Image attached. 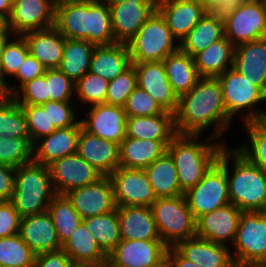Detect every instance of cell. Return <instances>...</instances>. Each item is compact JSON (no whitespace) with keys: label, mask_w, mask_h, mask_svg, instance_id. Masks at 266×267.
<instances>
[{"label":"cell","mask_w":266,"mask_h":267,"mask_svg":"<svg viewBox=\"0 0 266 267\" xmlns=\"http://www.w3.org/2000/svg\"><path fill=\"white\" fill-rule=\"evenodd\" d=\"M100 248L108 255L121 241L117 209L82 219Z\"/></svg>","instance_id":"obj_38"},{"label":"cell","mask_w":266,"mask_h":267,"mask_svg":"<svg viewBox=\"0 0 266 267\" xmlns=\"http://www.w3.org/2000/svg\"><path fill=\"white\" fill-rule=\"evenodd\" d=\"M163 64L168 81L178 98L189 92L200 78L194 58L181 49L169 54L163 60Z\"/></svg>","instance_id":"obj_34"},{"label":"cell","mask_w":266,"mask_h":267,"mask_svg":"<svg viewBox=\"0 0 266 267\" xmlns=\"http://www.w3.org/2000/svg\"><path fill=\"white\" fill-rule=\"evenodd\" d=\"M46 69L34 56L28 54L19 67L17 73L13 76L19 81V86H12L7 82L4 85L7 96H12L23 84L45 74Z\"/></svg>","instance_id":"obj_52"},{"label":"cell","mask_w":266,"mask_h":267,"mask_svg":"<svg viewBox=\"0 0 266 267\" xmlns=\"http://www.w3.org/2000/svg\"><path fill=\"white\" fill-rule=\"evenodd\" d=\"M16 168L0 164V201H11L15 189Z\"/></svg>","instance_id":"obj_56"},{"label":"cell","mask_w":266,"mask_h":267,"mask_svg":"<svg viewBox=\"0 0 266 267\" xmlns=\"http://www.w3.org/2000/svg\"><path fill=\"white\" fill-rule=\"evenodd\" d=\"M150 267H172L170 258L165 255L161 260H159L155 265Z\"/></svg>","instance_id":"obj_62"},{"label":"cell","mask_w":266,"mask_h":267,"mask_svg":"<svg viewBox=\"0 0 266 267\" xmlns=\"http://www.w3.org/2000/svg\"><path fill=\"white\" fill-rule=\"evenodd\" d=\"M82 219L116 209L113 186L108 176L96 183L73 189L65 194Z\"/></svg>","instance_id":"obj_17"},{"label":"cell","mask_w":266,"mask_h":267,"mask_svg":"<svg viewBox=\"0 0 266 267\" xmlns=\"http://www.w3.org/2000/svg\"><path fill=\"white\" fill-rule=\"evenodd\" d=\"M225 36L224 23L218 21L210 12L180 42V49L193 57L213 42Z\"/></svg>","instance_id":"obj_37"},{"label":"cell","mask_w":266,"mask_h":267,"mask_svg":"<svg viewBox=\"0 0 266 267\" xmlns=\"http://www.w3.org/2000/svg\"><path fill=\"white\" fill-rule=\"evenodd\" d=\"M223 93L227 116L242 115L243 123L266 119V111L256 106L264 102V93L233 67L217 76ZM255 107V109H254ZM243 113V114H241Z\"/></svg>","instance_id":"obj_8"},{"label":"cell","mask_w":266,"mask_h":267,"mask_svg":"<svg viewBox=\"0 0 266 267\" xmlns=\"http://www.w3.org/2000/svg\"><path fill=\"white\" fill-rule=\"evenodd\" d=\"M157 0H126L109 6L115 41L127 43L156 9Z\"/></svg>","instance_id":"obj_16"},{"label":"cell","mask_w":266,"mask_h":267,"mask_svg":"<svg viewBox=\"0 0 266 267\" xmlns=\"http://www.w3.org/2000/svg\"><path fill=\"white\" fill-rule=\"evenodd\" d=\"M88 42L100 45L117 43L114 38L110 8L99 0H90V31Z\"/></svg>","instance_id":"obj_41"},{"label":"cell","mask_w":266,"mask_h":267,"mask_svg":"<svg viewBox=\"0 0 266 267\" xmlns=\"http://www.w3.org/2000/svg\"><path fill=\"white\" fill-rule=\"evenodd\" d=\"M105 4H107L108 6L114 5L116 3L122 2V1H126V0H99Z\"/></svg>","instance_id":"obj_64"},{"label":"cell","mask_w":266,"mask_h":267,"mask_svg":"<svg viewBox=\"0 0 266 267\" xmlns=\"http://www.w3.org/2000/svg\"><path fill=\"white\" fill-rule=\"evenodd\" d=\"M13 37L6 42L0 62V81L4 85L7 83L6 77H13L29 54L24 38L16 35L13 40Z\"/></svg>","instance_id":"obj_46"},{"label":"cell","mask_w":266,"mask_h":267,"mask_svg":"<svg viewBox=\"0 0 266 267\" xmlns=\"http://www.w3.org/2000/svg\"><path fill=\"white\" fill-rule=\"evenodd\" d=\"M4 25V22L0 19V28Z\"/></svg>","instance_id":"obj_67"},{"label":"cell","mask_w":266,"mask_h":267,"mask_svg":"<svg viewBox=\"0 0 266 267\" xmlns=\"http://www.w3.org/2000/svg\"><path fill=\"white\" fill-rule=\"evenodd\" d=\"M124 111L127 117L154 116L167 112L148 92L138 86L128 96Z\"/></svg>","instance_id":"obj_49"},{"label":"cell","mask_w":266,"mask_h":267,"mask_svg":"<svg viewBox=\"0 0 266 267\" xmlns=\"http://www.w3.org/2000/svg\"><path fill=\"white\" fill-rule=\"evenodd\" d=\"M199 137L200 135L177 134L167 146V152L174 161L183 193L194 187L204 177L218 160L220 152L226 145L225 142L210 136H207L203 142H199Z\"/></svg>","instance_id":"obj_2"},{"label":"cell","mask_w":266,"mask_h":267,"mask_svg":"<svg viewBox=\"0 0 266 267\" xmlns=\"http://www.w3.org/2000/svg\"><path fill=\"white\" fill-rule=\"evenodd\" d=\"M184 196L195 220L230 204L226 176V145L220 152L218 160L194 187L184 193Z\"/></svg>","instance_id":"obj_7"},{"label":"cell","mask_w":266,"mask_h":267,"mask_svg":"<svg viewBox=\"0 0 266 267\" xmlns=\"http://www.w3.org/2000/svg\"><path fill=\"white\" fill-rule=\"evenodd\" d=\"M177 135L174 114L127 117L126 136L143 140H160L168 146Z\"/></svg>","instance_id":"obj_29"},{"label":"cell","mask_w":266,"mask_h":267,"mask_svg":"<svg viewBox=\"0 0 266 267\" xmlns=\"http://www.w3.org/2000/svg\"><path fill=\"white\" fill-rule=\"evenodd\" d=\"M247 0H217V6L210 12L218 21L225 22L230 15Z\"/></svg>","instance_id":"obj_57"},{"label":"cell","mask_w":266,"mask_h":267,"mask_svg":"<svg viewBox=\"0 0 266 267\" xmlns=\"http://www.w3.org/2000/svg\"><path fill=\"white\" fill-rule=\"evenodd\" d=\"M161 13L155 9L126 44L132 63L163 61L180 49ZM177 42V44H176Z\"/></svg>","instance_id":"obj_5"},{"label":"cell","mask_w":266,"mask_h":267,"mask_svg":"<svg viewBox=\"0 0 266 267\" xmlns=\"http://www.w3.org/2000/svg\"><path fill=\"white\" fill-rule=\"evenodd\" d=\"M162 242L169 248L196 236V220L185 196L157 198L151 205Z\"/></svg>","instance_id":"obj_6"},{"label":"cell","mask_w":266,"mask_h":267,"mask_svg":"<svg viewBox=\"0 0 266 267\" xmlns=\"http://www.w3.org/2000/svg\"><path fill=\"white\" fill-rule=\"evenodd\" d=\"M11 97L19 105H41L50 101L45 74L23 84Z\"/></svg>","instance_id":"obj_50"},{"label":"cell","mask_w":266,"mask_h":267,"mask_svg":"<svg viewBox=\"0 0 266 267\" xmlns=\"http://www.w3.org/2000/svg\"><path fill=\"white\" fill-rule=\"evenodd\" d=\"M131 65L127 44L114 43L94 48L89 71L111 81Z\"/></svg>","instance_id":"obj_30"},{"label":"cell","mask_w":266,"mask_h":267,"mask_svg":"<svg viewBox=\"0 0 266 267\" xmlns=\"http://www.w3.org/2000/svg\"><path fill=\"white\" fill-rule=\"evenodd\" d=\"M68 267H100L95 264L91 263H78V262H72Z\"/></svg>","instance_id":"obj_63"},{"label":"cell","mask_w":266,"mask_h":267,"mask_svg":"<svg viewBox=\"0 0 266 267\" xmlns=\"http://www.w3.org/2000/svg\"><path fill=\"white\" fill-rule=\"evenodd\" d=\"M54 222L58 239L63 244L82 222L66 195L56 194L47 209Z\"/></svg>","instance_id":"obj_39"},{"label":"cell","mask_w":266,"mask_h":267,"mask_svg":"<svg viewBox=\"0 0 266 267\" xmlns=\"http://www.w3.org/2000/svg\"><path fill=\"white\" fill-rule=\"evenodd\" d=\"M165 152L167 146L160 140H143L126 136L119 145V166L145 169Z\"/></svg>","instance_id":"obj_31"},{"label":"cell","mask_w":266,"mask_h":267,"mask_svg":"<svg viewBox=\"0 0 266 267\" xmlns=\"http://www.w3.org/2000/svg\"><path fill=\"white\" fill-rule=\"evenodd\" d=\"M21 216L11 201H0V238L19 233Z\"/></svg>","instance_id":"obj_54"},{"label":"cell","mask_w":266,"mask_h":267,"mask_svg":"<svg viewBox=\"0 0 266 267\" xmlns=\"http://www.w3.org/2000/svg\"><path fill=\"white\" fill-rule=\"evenodd\" d=\"M197 1L207 12H211L217 6V0H195Z\"/></svg>","instance_id":"obj_61"},{"label":"cell","mask_w":266,"mask_h":267,"mask_svg":"<svg viewBox=\"0 0 266 267\" xmlns=\"http://www.w3.org/2000/svg\"><path fill=\"white\" fill-rule=\"evenodd\" d=\"M56 194L96 183L103 175L77 153L64 156L49 165Z\"/></svg>","instance_id":"obj_13"},{"label":"cell","mask_w":266,"mask_h":267,"mask_svg":"<svg viewBox=\"0 0 266 267\" xmlns=\"http://www.w3.org/2000/svg\"><path fill=\"white\" fill-rule=\"evenodd\" d=\"M76 103L73 101H49V117L56 129L66 128L74 125H81L77 114L74 111ZM74 107V108H73Z\"/></svg>","instance_id":"obj_53"},{"label":"cell","mask_w":266,"mask_h":267,"mask_svg":"<svg viewBox=\"0 0 266 267\" xmlns=\"http://www.w3.org/2000/svg\"><path fill=\"white\" fill-rule=\"evenodd\" d=\"M137 86V74L133 65L109 81L107 87L106 103L124 107L128 96Z\"/></svg>","instance_id":"obj_48"},{"label":"cell","mask_w":266,"mask_h":267,"mask_svg":"<svg viewBox=\"0 0 266 267\" xmlns=\"http://www.w3.org/2000/svg\"><path fill=\"white\" fill-rule=\"evenodd\" d=\"M11 36H15L13 35L7 28L5 25H3L0 28V62H1V58H2V54H3V50L5 47L6 42L11 38Z\"/></svg>","instance_id":"obj_60"},{"label":"cell","mask_w":266,"mask_h":267,"mask_svg":"<svg viewBox=\"0 0 266 267\" xmlns=\"http://www.w3.org/2000/svg\"><path fill=\"white\" fill-rule=\"evenodd\" d=\"M89 110L86 118L79 119L82 129L120 145L126 137L127 116L124 107L102 103L92 105Z\"/></svg>","instance_id":"obj_14"},{"label":"cell","mask_w":266,"mask_h":267,"mask_svg":"<svg viewBox=\"0 0 266 267\" xmlns=\"http://www.w3.org/2000/svg\"><path fill=\"white\" fill-rule=\"evenodd\" d=\"M6 92H5V88H4V84L0 81V100L5 98Z\"/></svg>","instance_id":"obj_65"},{"label":"cell","mask_w":266,"mask_h":267,"mask_svg":"<svg viewBox=\"0 0 266 267\" xmlns=\"http://www.w3.org/2000/svg\"><path fill=\"white\" fill-rule=\"evenodd\" d=\"M175 248L188 260L203 267H236L229 246L197 236L179 242Z\"/></svg>","instance_id":"obj_27"},{"label":"cell","mask_w":266,"mask_h":267,"mask_svg":"<svg viewBox=\"0 0 266 267\" xmlns=\"http://www.w3.org/2000/svg\"><path fill=\"white\" fill-rule=\"evenodd\" d=\"M34 56L45 68H58L63 58L65 37L55 28L30 31L21 35Z\"/></svg>","instance_id":"obj_28"},{"label":"cell","mask_w":266,"mask_h":267,"mask_svg":"<svg viewBox=\"0 0 266 267\" xmlns=\"http://www.w3.org/2000/svg\"><path fill=\"white\" fill-rule=\"evenodd\" d=\"M242 212L230 203L202 215L196 220V236L225 246L230 242L232 247Z\"/></svg>","instance_id":"obj_18"},{"label":"cell","mask_w":266,"mask_h":267,"mask_svg":"<svg viewBox=\"0 0 266 267\" xmlns=\"http://www.w3.org/2000/svg\"><path fill=\"white\" fill-rule=\"evenodd\" d=\"M71 263L70 256L59 249L36 255L33 267H68Z\"/></svg>","instance_id":"obj_55"},{"label":"cell","mask_w":266,"mask_h":267,"mask_svg":"<svg viewBox=\"0 0 266 267\" xmlns=\"http://www.w3.org/2000/svg\"><path fill=\"white\" fill-rule=\"evenodd\" d=\"M229 161H233L231 173ZM226 176L231 204L243 212H266V172L227 145Z\"/></svg>","instance_id":"obj_3"},{"label":"cell","mask_w":266,"mask_h":267,"mask_svg":"<svg viewBox=\"0 0 266 267\" xmlns=\"http://www.w3.org/2000/svg\"><path fill=\"white\" fill-rule=\"evenodd\" d=\"M248 267H266V264L265 265H252V266H248Z\"/></svg>","instance_id":"obj_66"},{"label":"cell","mask_w":266,"mask_h":267,"mask_svg":"<svg viewBox=\"0 0 266 267\" xmlns=\"http://www.w3.org/2000/svg\"><path fill=\"white\" fill-rule=\"evenodd\" d=\"M162 240H121L108 254L107 267H150L167 251Z\"/></svg>","instance_id":"obj_15"},{"label":"cell","mask_w":266,"mask_h":267,"mask_svg":"<svg viewBox=\"0 0 266 267\" xmlns=\"http://www.w3.org/2000/svg\"><path fill=\"white\" fill-rule=\"evenodd\" d=\"M95 47L87 40L65 38L63 58L58 69L76 82L89 71Z\"/></svg>","instance_id":"obj_36"},{"label":"cell","mask_w":266,"mask_h":267,"mask_svg":"<svg viewBox=\"0 0 266 267\" xmlns=\"http://www.w3.org/2000/svg\"><path fill=\"white\" fill-rule=\"evenodd\" d=\"M62 249L70 256L71 262L91 263L100 267L107 265L108 255L100 248L83 222L62 244Z\"/></svg>","instance_id":"obj_33"},{"label":"cell","mask_w":266,"mask_h":267,"mask_svg":"<svg viewBox=\"0 0 266 267\" xmlns=\"http://www.w3.org/2000/svg\"><path fill=\"white\" fill-rule=\"evenodd\" d=\"M249 140L235 148L251 163L266 172V119L244 123Z\"/></svg>","instance_id":"obj_40"},{"label":"cell","mask_w":266,"mask_h":267,"mask_svg":"<svg viewBox=\"0 0 266 267\" xmlns=\"http://www.w3.org/2000/svg\"><path fill=\"white\" fill-rule=\"evenodd\" d=\"M157 198L183 195L172 157L165 152L145 169Z\"/></svg>","instance_id":"obj_35"},{"label":"cell","mask_w":266,"mask_h":267,"mask_svg":"<svg viewBox=\"0 0 266 267\" xmlns=\"http://www.w3.org/2000/svg\"><path fill=\"white\" fill-rule=\"evenodd\" d=\"M33 143L30 138H5L0 135V164L14 168L33 161Z\"/></svg>","instance_id":"obj_44"},{"label":"cell","mask_w":266,"mask_h":267,"mask_svg":"<svg viewBox=\"0 0 266 267\" xmlns=\"http://www.w3.org/2000/svg\"><path fill=\"white\" fill-rule=\"evenodd\" d=\"M108 177L116 206H151L157 199L144 169L119 166Z\"/></svg>","instance_id":"obj_11"},{"label":"cell","mask_w":266,"mask_h":267,"mask_svg":"<svg viewBox=\"0 0 266 267\" xmlns=\"http://www.w3.org/2000/svg\"><path fill=\"white\" fill-rule=\"evenodd\" d=\"M55 195L49 166L32 161L16 168L11 202L21 217L46 212Z\"/></svg>","instance_id":"obj_4"},{"label":"cell","mask_w":266,"mask_h":267,"mask_svg":"<svg viewBox=\"0 0 266 267\" xmlns=\"http://www.w3.org/2000/svg\"><path fill=\"white\" fill-rule=\"evenodd\" d=\"M137 74V86L148 92L167 112L176 113L178 97L168 81L163 61L132 63Z\"/></svg>","instance_id":"obj_19"},{"label":"cell","mask_w":266,"mask_h":267,"mask_svg":"<svg viewBox=\"0 0 266 267\" xmlns=\"http://www.w3.org/2000/svg\"><path fill=\"white\" fill-rule=\"evenodd\" d=\"M19 235L36 255L62 249L48 211L21 217Z\"/></svg>","instance_id":"obj_24"},{"label":"cell","mask_w":266,"mask_h":267,"mask_svg":"<svg viewBox=\"0 0 266 267\" xmlns=\"http://www.w3.org/2000/svg\"><path fill=\"white\" fill-rule=\"evenodd\" d=\"M45 78L50 101H72V96L75 95V82L71 78L58 68L46 69Z\"/></svg>","instance_id":"obj_51"},{"label":"cell","mask_w":266,"mask_h":267,"mask_svg":"<svg viewBox=\"0 0 266 267\" xmlns=\"http://www.w3.org/2000/svg\"><path fill=\"white\" fill-rule=\"evenodd\" d=\"M81 125L54 130L33 145V161L49 166L55 160L75 154Z\"/></svg>","instance_id":"obj_23"},{"label":"cell","mask_w":266,"mask_h":267,"mask_svg":"<svg viewBox=\"0 0 266 267\" xmlns=\"http://www.w3.org/2000/svg\"><path fill=\"white\" fill-rule=\"evenodd\" d=\"M224 31L234 46L266 38V0H247L224 22Z\"/></svg>","instance_id":"obj_10"},{"label":"cell","mask_w":266,"mask_h":267,"mask_svg":"<svg viewBox=\"0 0 266 267\" xmlns=\"http://www.w3.org/2000/svg\"><path fill=\"white\" fill-rule=\"evenodd\" d=\"M264 102L266 103V91L264 93Z\"/></svg>","instance_id":"obj_68"},{"label":"cell","mask_w":266,"mask_h":267,"mask_svg":"<svg viewBox=\"0 0 266 267\" xmlns=\"http://www.w3.org/2000/svg\"><path fill=\"white\" fill-rule=\"evenodd\" d=\"M36 254L15 234L0 238V265L2 267H33Z\"/></svg>","instance_id":"obj_43"},{"label":"cell","mask_w":266,"mask_h":267,"mask_svg":"<svg viewBox=\"0 0 266 267\" xmlns=\"http://www.w3.org/2000/svg\"><path fill=\"white\" fill-rule=\"evenodd\" d=\"M233 68L265 93L266 38L235 46Z\"/></svg>","instance_id":"obj_25"},{"label":"cell","mask_w":266,"mask_h":267,"mask_svg":"<svg viewBox=\"0 0 266 267\" xmlns=\"http://www.w3.org/2000/svg\"><path fill=\"white\" fill-rule=\"evenodd\" d=\"M0 135L5 138H30L22 107L11 97L0 100Z\"/></svg>","instance_id":"obj_42"},{"label":"cell","mask_w":266,"mask_h":267,"mask_svg":"<svg viewBox=\"0 0 266 267\" xmlns=\"http://www.w3.org/2000/svg\"><path fill=\"white\" fill-rule=\"evenodd\" d=\"M108 84L105 78L88 71L75 82V95L90 106L106 103Z\"/></svg>","instance_id":"obj_45"},{"label":"cell","mask_w":266,"mask_h":267,"mask_svg":"<svg viewBox=\"0 0 266 267\" xmlns=\"http://www.w3.org/2000/svg\"><path fill=\"white\" fill-rule=\"evenodd\" d=\"M14 0H0V19L5 23L9 18Z\"/></svg>","instance_id":"obj_59"},{"label":"cell","mask_w":266,"mask_h":267,"mask_svg":"<svg viewBox=\"0 0 266 267\" xmlns=\"http://www.w3.org/2000/svg\"><path fill=\"white\" fill-rule=\"evenodd\" d=\"M235 46L224 36L193 56L200 77H217L233 67Z\"/></svg>","instance_id":"obj_32"},{"label":"cell","mask_w":266,"mask_h":267,"mask_svg":"<svg viewBox=\"0 0 266 267\" xmlns=\"http://www.w3.org/2000/svg\"><path fill=\"white\" fill-rule=\"evenodd\" d=\"M26 117L27 130L34 144L41 137L56 130L49 117V101L41 105H20Z\"/></svg>","instance_id":"obj_47"},{"label":"cell","mask_w":266,"mask_h":267,"mask_svg":"<svg viewBox=\"0 0 266 267\" xmlns=\"http://www.w3.org/2000/svg\"><path fill=\"white\" fill-rule=\"evenodd\" d=\"M121 240H161L151 206H116Z\"/></svg>","instance_id":"obj_26"},{"label":"cell","mask_w":266,"mask_h":267,"mask_svg":"<svg viewBox=\"0 0 266 267\" xmlns=\"http://www.w3.org/2000/svg\"><path fill=\"white\" fill-rule=\"evenodd\" d=\"M54 27L65 38L88 41L90 0H57Z\"/></svg>","instance_id":"obj_22"},{"label":"cell","mask_w":266,"mask_h":267,"mask_svg":"<svg viewBox=\"0 0 266 267\" xmlns=\"http://www.w3.org/2000/svg\"><path fill=\"white\" fill-rule=\"evenodd\" d=\"M166 255L170 258L172 267H203L185 258L175 247L167 248Z\"/></svg>","instance_id":"obj_58"},{"label":"cell","mask_w":266,"mask_h":267,"mask_svg":"<svg viewBox=\"0 0 266 267\" xmlns=\"http://www.w3.org/2000/svg\"><path fill=\"white\" fill-rule=\"evenodd\" d=\"M232 246L236 267L265 265L266 212H242Z\"/></svg>","instance_id":"obj_9"},{"label":"cell","mask_w":266,"mask_h":267,"mask_svg":"<svg viewBox=\"0 0 266 267\" xmlns=\"http://www.w3.org/2000/svg\"><path fill=\"white\" fill-rule=\"evenodd\" d=\"M179 135H200L213 127L210 137L224 142V133L233 122L227 116L221 84L217 77H200L195 86L178 98L174 114Z\"/></svg>","instance_id":"obj_1"},{"label":"cell","mask_w":266,"mask_h":267,"mask_svg":"<svg viewBox=\"0 0 266 267\" xmlns=\"http://www.w3.org/2000/svg\"><path fill=\"white\" fill-rule=\"evenodd\" d=\"M76 153L103 176L112 174L120 164L119 144L80 129Z\"/></svg>","instance_id":"obj_21"},{"label":"cell","mask_w":266,"mask_h":267,"mask_svg":"<svg viewBox=\"0 0 266 267\" xmlns=\"http://www.w3.org/2000/svg\"><path fill=\"white\" fill-rule=\"evenodd\" d=\"M56 1L14 0L11 14L4 25L15 36L54 27Z\"/></svg>","instance_id":"obj_12"},{"label":"cell","mask_w":266,"mask_h":267,"mask_svg":"<svg viewBox=\"0 0 266 267\" xmlns=\"http://www.w3.org/2000/svg\"><path fill=\"white\" fill-rule=\"evenodd\" d=\"M156 9L179 43L207 13L195 0H157Z\"/></svg>","instance_id":"obj_20"}]
</instances>
